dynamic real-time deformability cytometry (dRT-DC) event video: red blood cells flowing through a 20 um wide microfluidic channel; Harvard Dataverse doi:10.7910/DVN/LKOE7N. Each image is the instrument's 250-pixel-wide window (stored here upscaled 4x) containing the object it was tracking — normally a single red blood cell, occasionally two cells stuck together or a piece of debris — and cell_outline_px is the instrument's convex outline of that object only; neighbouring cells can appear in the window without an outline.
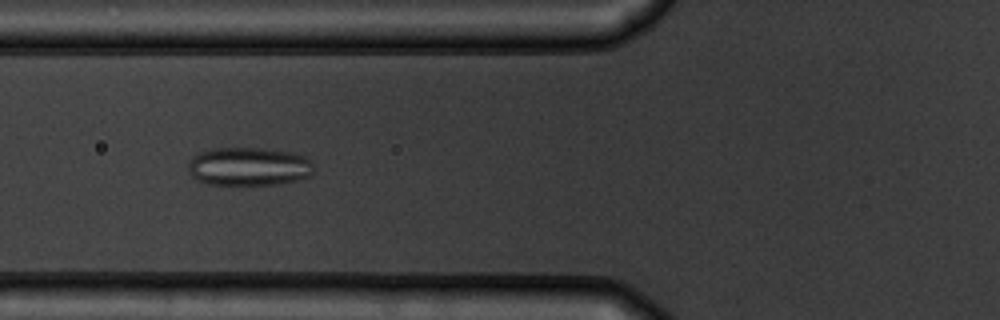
{"species": "common noctule bat (a hibernating species)", "species_latin": "Nyctalus noctula", "temperature_condition": "warm", "stored_images_in_passage": 7, "camera_frame_rate_fps": 3000, "um_per_image_px": 0.085, "animal": {"sex": "male", "body_mass_g": 19.5, "forearm_length_mm": 54.6}, "frame": {"image": 1, "passage_image": 6, "time_ms": 6.333, "image_size_px": [1000, 320], "cell_outline_px": [[316, 164], [312, 176], [296, 180], [276, 184], [208, 184], [196, 180], [192, 176], [188, 168], [188, 164], [192, 156], [200, 152], [212, 148], [256, 148], [288, 152], [304, 156], [312, 160]], "centroid_in_image_um": [21.17, 14.15], "position_along_channel_um": 104.6, "area_um2": 28.21}}